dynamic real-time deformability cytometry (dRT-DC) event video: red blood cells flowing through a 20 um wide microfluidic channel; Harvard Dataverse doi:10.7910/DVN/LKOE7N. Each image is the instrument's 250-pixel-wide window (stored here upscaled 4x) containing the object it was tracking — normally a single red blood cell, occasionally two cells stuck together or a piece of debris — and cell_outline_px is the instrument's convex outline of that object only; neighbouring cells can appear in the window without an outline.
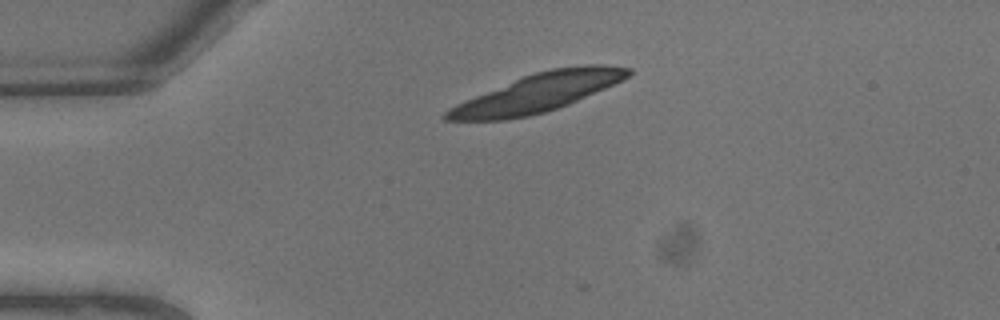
{"species": "common noctule bat (a hibernating species)", "species_latin": "Nyctalus noctula", "temperature_condition": "warm", "stored_images_in_passage": 4, "camera_frame_rate_fps": 3000, "um_per_image_px": 0.085, "animal": {"sex": "male", "body_mass_g": 13.3}, "frame": {"image": 1, "passage_image": 1, "time_ms": 0.0, "image_size_px": [1000, 320], "cell_outline_px": [[632, 72], [624, 80], [568, 104], [544, 112], [528, 116], [508, 120], [444, 120], [440, 116], [448, 108], [464, 100], [524, 76], [536, 72], [552, 68], [588, 64], [604, 64], [632, 68]], "centroid_in_image_um": [45.71, 7.88], "position_along_channel_um": 39.3, "area_um2": 40.4}}